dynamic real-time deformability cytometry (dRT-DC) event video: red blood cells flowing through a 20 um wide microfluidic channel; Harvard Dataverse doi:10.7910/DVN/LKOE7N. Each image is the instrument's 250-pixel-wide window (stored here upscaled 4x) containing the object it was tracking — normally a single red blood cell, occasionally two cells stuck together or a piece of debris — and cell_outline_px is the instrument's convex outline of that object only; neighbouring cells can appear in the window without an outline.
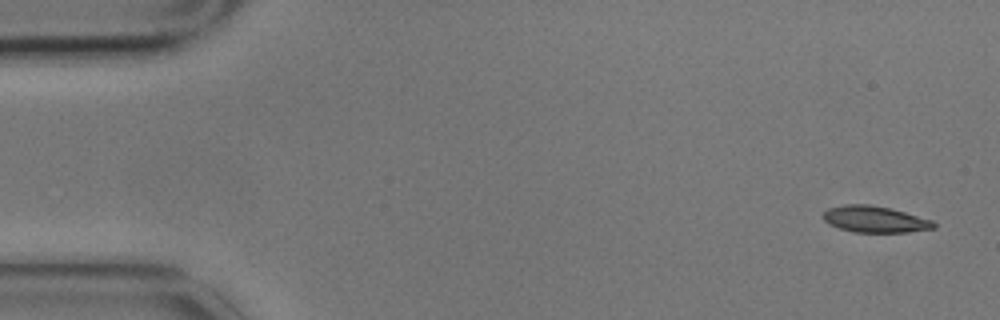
{"species": "common noctule bat (a hibernating species)", "species_latin": "Nyctalus noctula", "temperature_condition": "cold", "stored_images_in_passage": 4, "camera_frame_rate_fps": 3000, "um_per_image_px": 0.085, "animal": {"sex": "male", "body_mass_g": 17.9}, "frame": {"image": 1, "passage_image": 1, "time_ms": 0.0, "image_size_px": [1000, 320], "cell_outline_px": [[936, 228], [908, 232], [852, 232], [828, 224], [820, 216], [828, 208], [844, 204], [868, 204], [888, 208], [904, 212], [932, 220], [936, 224]], "centroid_in_image_um": [74.32, 18.64], "position_along_channel_um": 10.7, "area_um2": 17.05}}
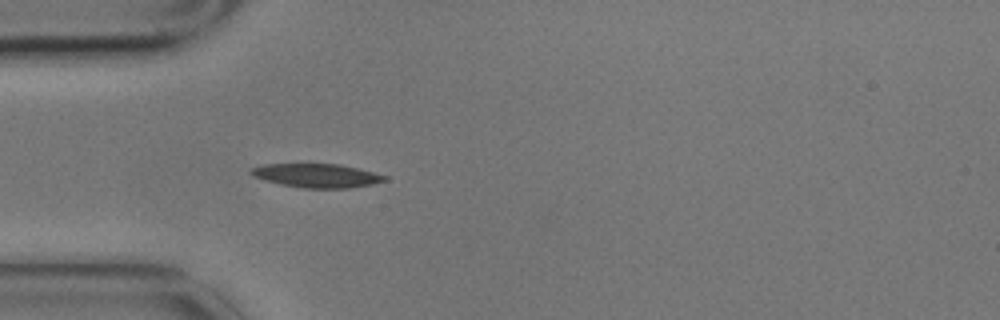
{"frame": {"image": 2, "passage_image": 4, "time_ms": 1.0, "image_size_px": [1000, 320], "cell_outline_px": [[388, 180], [372, 184], [348, 188], [304, 188], [280, 184], [252, 176], [248, 172], [248, 168], [260, 164], [340, 164], [388, 176]], "centroid_in_image_um": [26.87, 14.92], "position_along_channel_um": 58.1, "area_um2": 18.61}}